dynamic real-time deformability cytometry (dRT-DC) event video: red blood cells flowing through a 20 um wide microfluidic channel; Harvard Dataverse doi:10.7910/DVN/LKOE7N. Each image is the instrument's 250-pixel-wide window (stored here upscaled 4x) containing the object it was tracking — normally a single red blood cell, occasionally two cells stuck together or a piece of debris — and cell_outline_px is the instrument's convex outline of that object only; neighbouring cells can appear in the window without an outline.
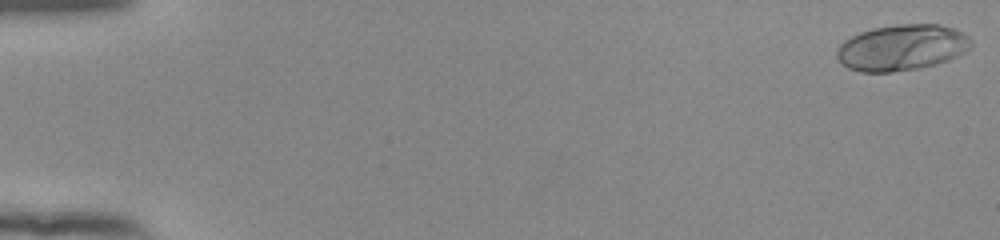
{"species": "human", "species_latin": "Homo sapiens", "temperature_condition": "room temperature", "stored_images_in_passage": 53, "camera_frame_rate_fps": 3000, "um_per_image_px": 0.085, "donor": {"sex": "female"}, "frame": {"image": 1, "passage_image": 1, "time_ms": 0.0, "image_size_px": [1000, 240], "cell_outline_px": [[972, 44], [964, 52], [948, 60], [936, 64], [920, 68], [892, 72], [860, 72], [848, 68], [840, 64], [836, 56], [836, 52], [840, 44], [844, 40], [860, 32], [872, 28], [896, 24], [936, 24], [956, 28], [968, 36], [972, 40]], "centroid_in_image_um": [76.63, 4.04], "position_along_channel_um": 8.4, "area_um2": 36.24}}
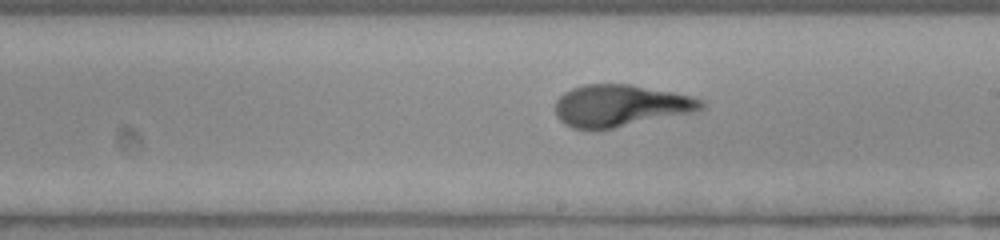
{"frame": {"image": 2, "passage_image": 32, "time_ms": 10.333, "image_size_px": [1000, 240], "cell_outline_px": [[704, 108], [696, 112], [600, 132], [572, 128], [564, 124], [556, 116], [556, 100], [564, 92], [572, 88], [584, 84], [628, 84], [672, 92], [704, 100]], "centroid_in_image_um": [52.72, 9.03], "position_along_channel_um": 236.3, "area_um2": 36.41}}
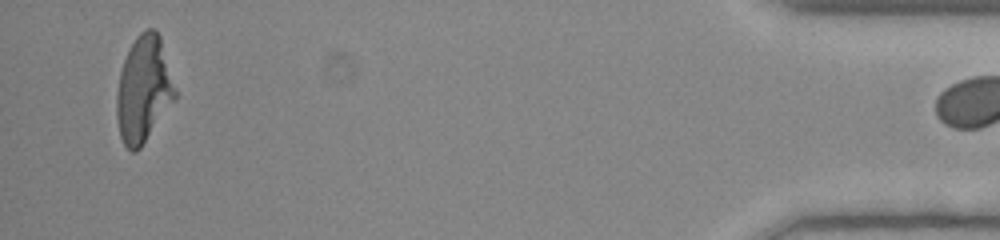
{"frame": {"image": 3, "passage_image": 52, "time_ms": 17.0, "image_size_px": [1000, 240], "cell_outline_px": [[176, 96], [140, 148], [136, 152], [132, 152], [124, 144], [120, 136], [116, 116], [116, 96], [120, 72], [128, 48], [136, 36], [140, 32], [148, 28], [156, 28], [160, 36], [176, 92]], "centroid_in_image_um": [12.17, 7.56], "position_along_channel_um": 423.0, "area_um2": 35.72}}